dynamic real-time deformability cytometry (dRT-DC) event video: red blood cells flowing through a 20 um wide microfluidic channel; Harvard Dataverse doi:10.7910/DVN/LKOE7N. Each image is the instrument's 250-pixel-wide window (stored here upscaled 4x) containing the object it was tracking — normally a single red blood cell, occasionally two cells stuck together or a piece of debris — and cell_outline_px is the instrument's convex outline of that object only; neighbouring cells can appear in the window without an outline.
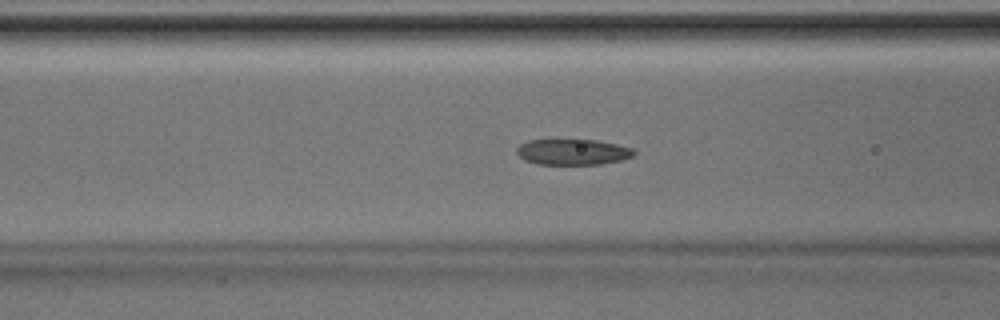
{"species": "Egyptian fruit bat (a non-hibernating species)", "species_latin": "Rousettus aegyptiacus", "temperature_condition": "room temperature", "stored_images_in_passage": 47, "camera_frame_rate_fps": 3000, "um_per_image_px": 0.085, "animal": {"sex": "male"}, "frame": {"image": 1, "passage_image": 19, "time_ms": 6.0, "image_size_px": [1000, 320], "cell_outline_px": [[636, 152], [632, 156], [620, 160], [600, 164], [536, 164], [524, 160], [516, 152], [516, 148], [520, 144], [528, 140], [556, 136], [596, 140], [616, 144], [632, 148]], "centroid_in_image_um": [48.6, 12.85], "position_along_channel_um": 118.0, "area_um2": 18.5}}
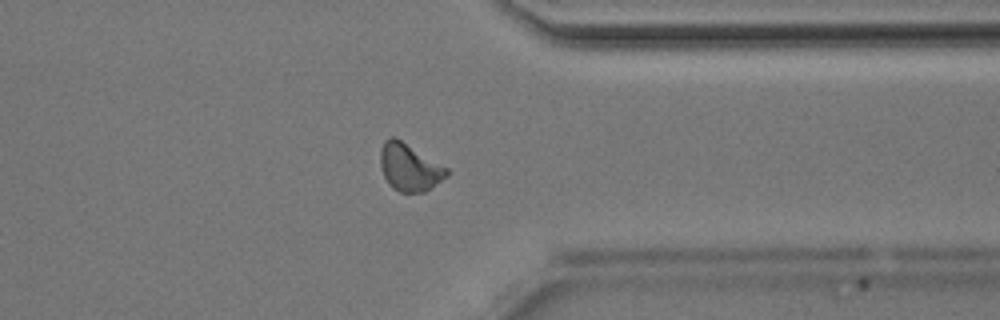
{"frame": {"image": 2, "passage_image": 37, "time_ms": 12.0, "image_size_px": [1000, 320], "cell_outline_px": [[448, 176], [424, 192], [400, 192], [392, 188], [388, 184], [384, 176], [380, 164], [380, 152], [384, 140], [388, 136], [396, 136], [448, 168]], "centroid_in_image_um": [34.78, 14.19], "position_along_channel_um": 376.6, "area_um2": 18.5}}
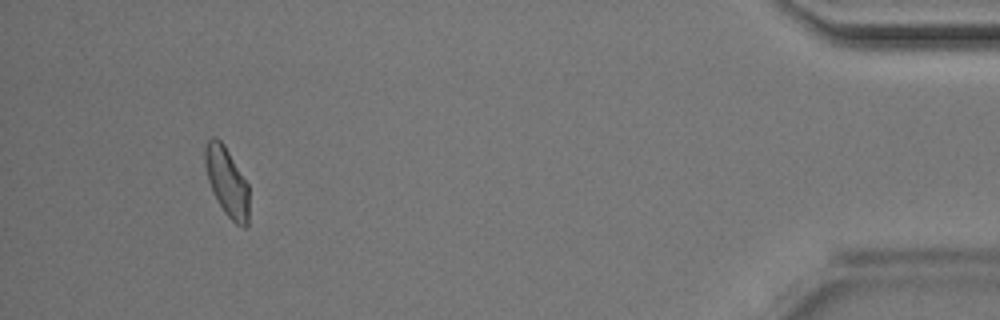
{"frame": {"image": 3, "passage_image": 44, "time_ms": 14.333, "image_size_px": [1000, 320], "cell_outline_px": [[248, 224], [244, 228], [236, 224], [224, 212], [208, 180], [204, 164], [204, 148], [208, 140], [212, 136], [216, 136], [224, 144], [248, 184]], "centroid_in_image_um": [19.28, 15.41], "position_along_channel_um": 415.9, "area_um2": 17.51}}